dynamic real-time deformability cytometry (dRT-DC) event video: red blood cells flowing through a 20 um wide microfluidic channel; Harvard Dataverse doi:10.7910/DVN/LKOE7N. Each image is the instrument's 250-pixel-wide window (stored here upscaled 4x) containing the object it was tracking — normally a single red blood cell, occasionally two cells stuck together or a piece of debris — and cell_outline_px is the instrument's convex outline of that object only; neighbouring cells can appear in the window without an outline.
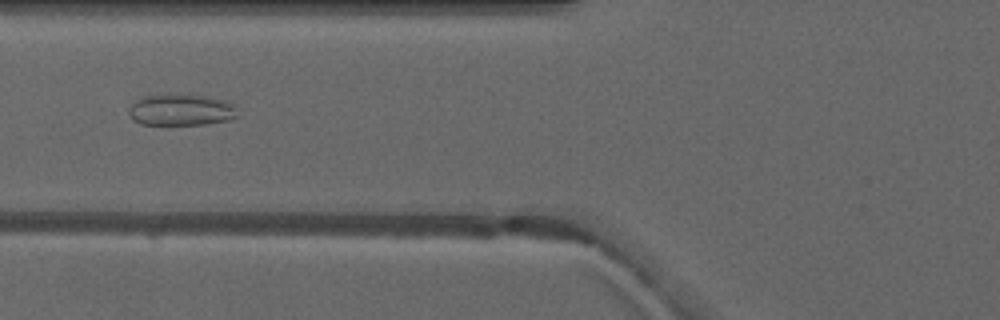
{"species": "common noctule bat (a hibernating species)", "species_latin": "Nyctalus noctula", "temperature_condition": "warm", "stored_images_in_passage": 6, "camera_frame_rate_fps": 3000, "um_per_image_px": 0.085, "animal": {"sex": "male", "forearm_length_mm": 52.5}, "frame": {"image": 1, "passage_image": 6, "time_ms": 6.0, "image_size_px": [1000, 320], "cell_outline_px": [[240, 116], [232, 120], [204, 124], [140, 124], [132, 120], [128, 112], [128, 108], [140, 96], [176, 92], [208, 96], [224, 100], [232, 104], [236, 108]], "centroid_in_image_um": [15.39, 9.31], "position_along_channel_um": 110.4, "area_um2": 20.69}}